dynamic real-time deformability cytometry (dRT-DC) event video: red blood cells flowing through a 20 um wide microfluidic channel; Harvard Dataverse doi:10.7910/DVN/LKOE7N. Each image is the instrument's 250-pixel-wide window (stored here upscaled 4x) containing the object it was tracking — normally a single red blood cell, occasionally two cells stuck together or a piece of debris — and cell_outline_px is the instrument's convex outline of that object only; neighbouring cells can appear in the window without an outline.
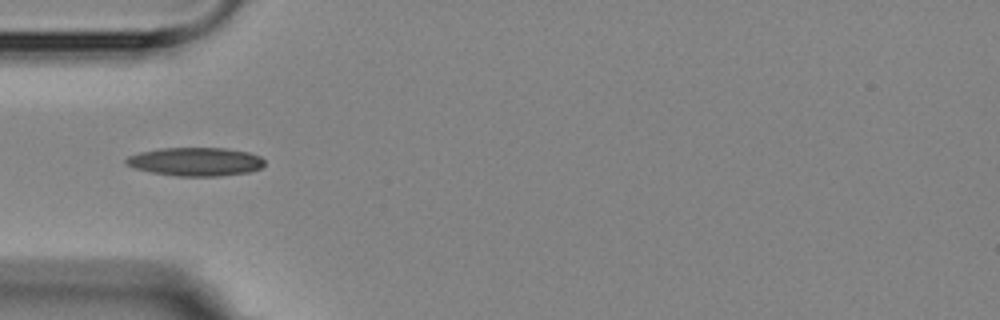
{"species": "Egyptian fruit bat (a non-hibernating species)", "species_latin": "Rousettus aegyptiacus", "temperature_condition": "room temperature", "stored_images_in_passage": 4, "camera_frame_rate_fps": 3000, "um_per_image_px": 0.085, "animal": {"sex": "female"}, "frame": {"image": 1, "passage_image": 1, "time_ms": 0.0, "image_size_px": [1000, 320], "cell_outline_px": [[264, 164], [260, 168], [248, 172], [220, 176], [176, 176], [152, 172], [136, 168], [124, 164], [124, 160], [128, 156], [140, 152], [160, 148], [224, 148], [248, 152], [260, 156], [264, 160]], "centroid_in_image_um": [16.61, 13.74], "position_along_channel_um": 68.4, "area_um2": 22.95}}
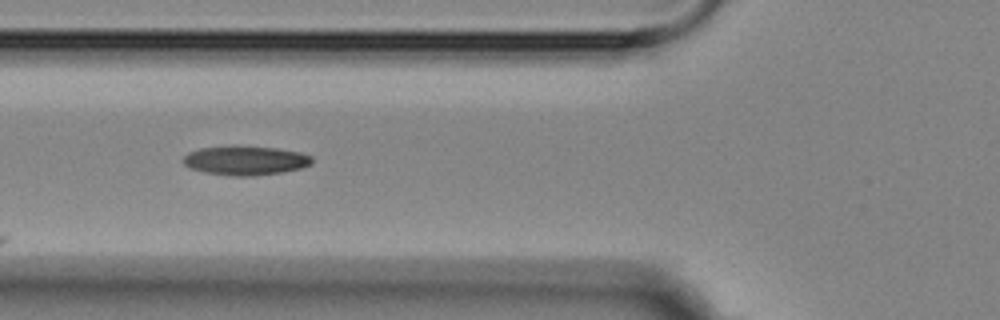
{"frame": {"image": 2, "passage_image": 2, "time_ms": 1.0, "image_size_px": [1000, 320], "cell_outline_px": [[312, 164], [300, 168], [280, 172], [252, 176], [232, 176], [204, 172], [188, 168], [180, 160], [188, 152], [200, 148], [232, 144], [236, 144], [276, 148], [300, 152], [312, 156]], "centroid_in_image_um": [20.8, 13.61], "position_along_channel_um": 105.0, "area_um2": 22.43}}